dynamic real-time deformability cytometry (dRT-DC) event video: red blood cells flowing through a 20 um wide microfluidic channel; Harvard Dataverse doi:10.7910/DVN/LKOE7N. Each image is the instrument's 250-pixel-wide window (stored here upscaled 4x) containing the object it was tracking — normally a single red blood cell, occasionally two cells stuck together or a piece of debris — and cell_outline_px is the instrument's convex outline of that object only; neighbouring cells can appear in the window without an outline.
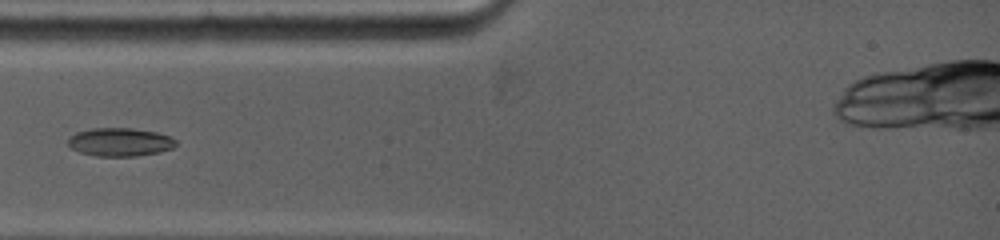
{"species": "common noctule bat (a hibernating species)", "species_latin": "Nyctalus noctula", "temperature_condition": "warm", "stored_images_in_passage": 37, "camera_frame_rate_fps": 5000, "um_per_image_px": 0.085, "animal": {"sex": "female", "body_mass_g": 19.0, "forearm_length_mm": 53.3}, "frame": {"image": 1, "passage_image": 4, "time_ms": 2.4, "image_size_px": [1000, 240], "cell_outline_px": [[176, 144], [172, 148], [160, 152], [136, 156], [96, 156], [80, 152], [72, 148], [68, 144], [68, 136], [76, 132], [92, 128], [132, 128], [156, 132], [172, 136], [176, 140]], "centroid_in_image_um": [10.2, 12.07], "position_along_channel_um": 74.8, "area_um2": 17.92}}
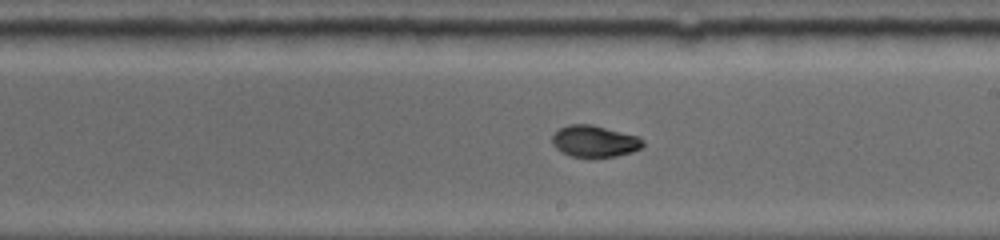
{"frame": {"image": 2, "passage_image": 15, "time_ms": 6.6, "image_size_px": [1000, 240], "cell_outline_px": [[644, 144], [640, 148], [632, 152], [616, 156], [568, 156], [560, 152], [552, 144], [552, 136], [560, 128], [568, 124], [592, 124], [640, 136], [644, 140]], "centroid_in_image_um": [50.54, 11.99], "position_along_channel_um": 238.5, "area_um2": 16.76}}
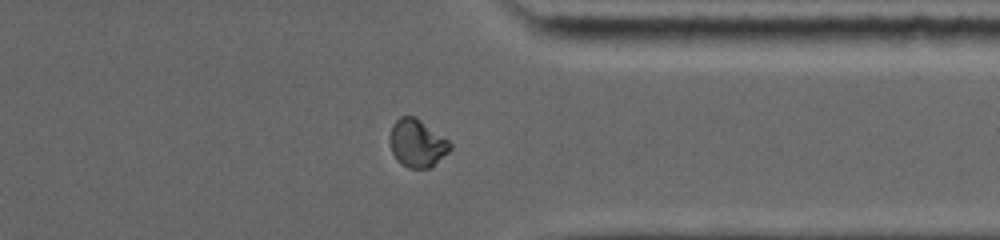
{"frame": {"image": 3, "passage_image": 26, "time_ms": 10.2, "image_size_px": [1000, 240], "cell_outline_px": [[452, 148], [448, 152], [428, 168], [408, 168], [400, 164], [396, 160], [392, 152], [388, 140], [388, 136], [392, 124], [400, 116], [416, 116], [448, 140], [452, 144]], "centroid_in_image_um": [35.41, 12.15], "position_along_channel_um": 376.0, "area_um2": 16.94}, "authors_computed_cell_mechanics": {"area_um2": 16.8776, "velocity_mm_per_s": 3.8912, "shape_relaxation_time_tau1_ms": null, "shape_relaxation_time_tau2_ms": 2.1381, "deformation_change_tau1": null, "deformation_change_tau2": 0.0379}}